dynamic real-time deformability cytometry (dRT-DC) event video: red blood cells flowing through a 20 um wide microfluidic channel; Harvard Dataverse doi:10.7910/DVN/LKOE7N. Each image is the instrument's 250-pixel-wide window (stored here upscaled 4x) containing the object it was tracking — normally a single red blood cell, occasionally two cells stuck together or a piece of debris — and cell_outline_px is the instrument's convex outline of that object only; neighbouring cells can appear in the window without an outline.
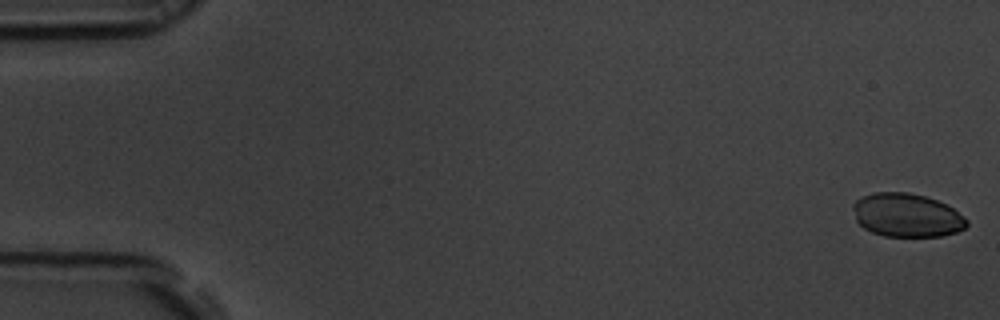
{"species": "common noctule bat (a hibernating species)", "species_latin": "Nyctalus noctula", "temperature_condition": "room temperature", "stored_images_in_passage": 12, "camera_frame_rate_fps": 3000, "um_per_image_px": 0.085, "animal": {"sex": "male", "body_mass_g": 19.5, "forearm_length_mm": 54.6}, "frame": {"image": 1, "passage_image": 1, "time_ms": 0.0, "image_size_px": [1000, 320], "cell_outline_px": [[968, 224], [964, 228], [956, 232], [940, 236], [884, 236], [872, 232], [864, 228], [856, 220], [852, 208], [852, 204], [856, 200], [872, 192], [908, 192], [924, 196], [936, 200], [952, 208], [964, 216], [968, 220]], "centroid_in_image_um": [77.05, 18.29], "position_along_channel_um": 7.9, "area_um2": 28.78}}